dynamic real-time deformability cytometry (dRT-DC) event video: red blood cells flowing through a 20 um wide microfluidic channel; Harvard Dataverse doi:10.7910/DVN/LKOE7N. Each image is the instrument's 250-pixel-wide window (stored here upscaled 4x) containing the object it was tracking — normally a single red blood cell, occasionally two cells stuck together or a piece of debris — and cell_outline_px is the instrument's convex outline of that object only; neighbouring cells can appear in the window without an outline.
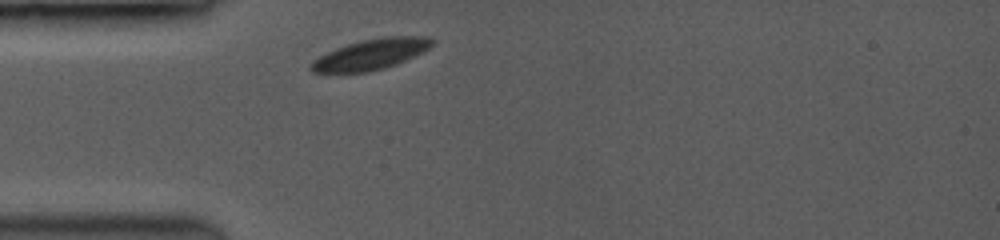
{"species": "common noctule bat (a hibernating species)", "species_latin": "Nyctalus noctula", "temperature_condition": "room temperature", "stored_images_in_passage": 34, "camera_frame_rate_fps": 3500, "um_per_image_px": 0.085, "animal": {"sex": "female", "body_mass_g": 19.0, "forearm_length_mm": 53.3}, "frame": {"image": 1, "passage_image": 1, "time_ms": 0.0, "image_size_px": [1000, 240], "cell_outline_px": [[436, 40], [428, 48], [404, 60], [384, 68], [368, 72], [312, 72], [308, 68], [312, 60], [336, 48], [360, 40], [380, 36], [432, 36]], "centroid_in_image_um": [31.52, 4.59], "position_along_channel_um": 53.5, "area_um2": 21.44}}
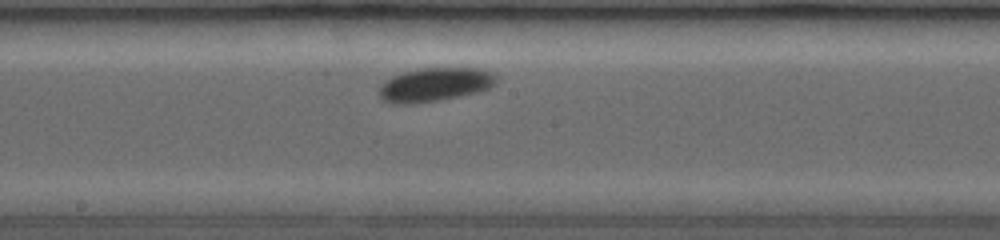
{"frame": {"image": 2, "passage_image": 15, "time_ms": 4.286, "image_size_px": [1000, 240], "cell_outline_px": [[496, 80], [488, 88], [476, 92], [456, 96], [432, 100], [384, 100], [380, 92], [380, 84], [392, 76], [404, 72], [420, 68], [476, 68], [488, 72], [496, 76]], "centroid_in_image_um": [37.01, 7.11], "position_along_channel_um": 211.2, "area_um2": 21.39}}
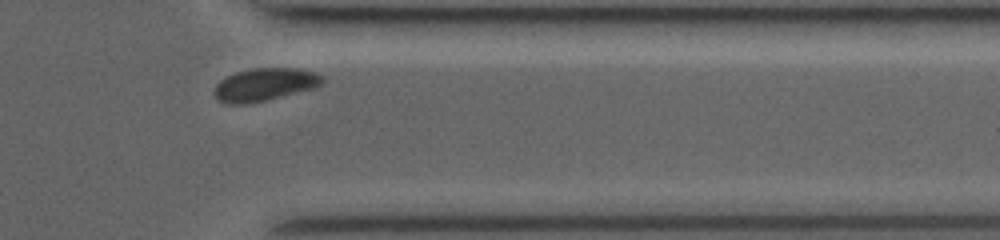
{"frame": {"image": 3, "passage_image": 31, "time_ms": 8.857, "image_size_px": [1000, 240], "cell_outline_px": [[324, 84], [316, 88], [268, 100], [244, 104], [224, 104], [216, 100], [212, 92], [216, 84], [220, 80], [236, 72], [256, 68], [292, 68], [312, 72], [324, 76]], "centroid_in_image_um": [22.48, 7.21], "position_along_channel_um": 388.9, "area_um2": 20.92}, "authors_computed_cell_mechanics": {"area_um2": 21.386, "velocity_mm_per_s": 3.8522, "shape_relaxation_time_tau1_ms": 0.7993, "shape_relaxation_time_tau2_ms": null, "deformation_change_tau1": 0.0523, "deformation_change_tau2": null}}